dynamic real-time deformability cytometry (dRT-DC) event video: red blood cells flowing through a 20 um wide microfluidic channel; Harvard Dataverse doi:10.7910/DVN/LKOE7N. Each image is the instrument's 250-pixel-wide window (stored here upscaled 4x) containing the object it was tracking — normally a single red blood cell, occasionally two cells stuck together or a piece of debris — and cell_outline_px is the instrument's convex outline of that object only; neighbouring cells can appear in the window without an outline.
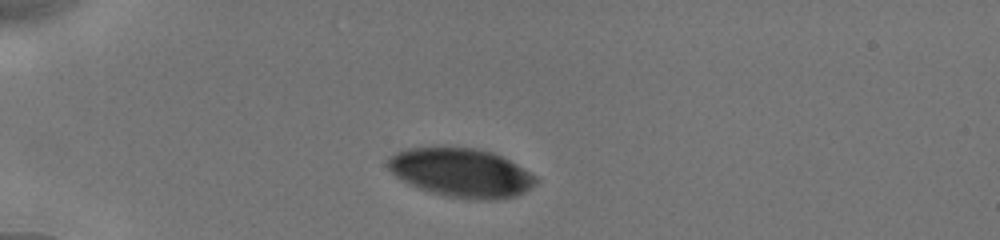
{"species": "human", "species_latin": "Homo sapiens", "temperature_condition": "cold", "stored_images_in_passage": 40, "camera_frame_rate_fps": 3000, "um_per_image_px": 0.085, "donor": {"sex": "male"}, "frame": {"image": 1, "passage_image": 1, "time_ms": 0.0, "image_size_px": [1000, 240], "cell_outline_px": [[524, 184], [520, 188], [512, 192], [468, 192], [448, 188], [432, 184], [408, 176], [400, 172], [392, 164], [400, 156], [408, 152], [472, 152], [492, 156], [508, 164], [524, 180]], "centroid_in_image_um": [39.14, 14.55], "position_along_channel_um": 45.9, "area_um2": 28.26}}
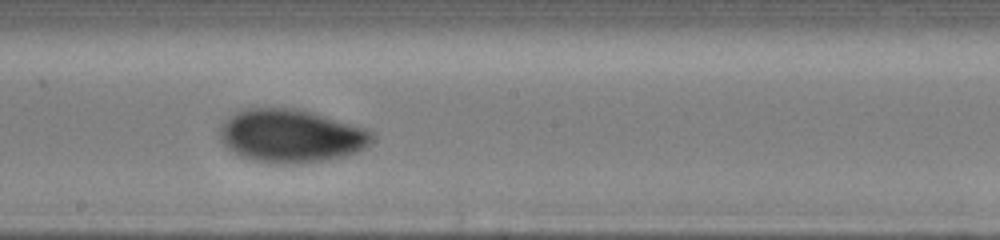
{"frame": {"image": 2, "passage_image": 18, "time_ms": 5.667, "image_size_px": [1000, 240], "cell_outline_px": [[360, 140], [356, 144], [344, 148], [328, 152], [260, 152], [248, 148], [240, 144], [232, 136], [232, 128], [236, 120], [244, 116], [300, 116], [316, 120], [356, 132], [360, 136]], "centroid_in_image_um": [24.75, 11.45], "position_along_channel_um": 223.4, "area_um2": 27.05}}
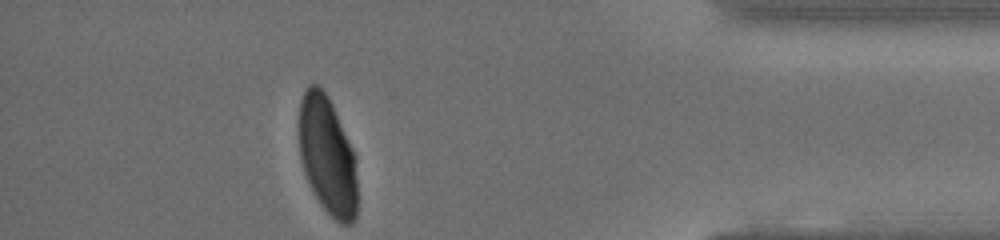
{"frame": {"image": 3, "passage_image": 35, "time_ms": 11.333, "image_size_px": [1000, 240], "cell_outline_px": [[356, 204], [352, 216], [348, 220], [344, 220], [336, 216], [328, 208], [320, 196], [308, 172], [304, 160], [300, 140], [300, 116], [304, 96], [308, 88], [316, 88], [324, 96], [336, 120], [352, 156], [356, 192]], "centroid_in_image_um": [27.82, 13.2], "position_along_channel_um": 407.4, "area_um2": 33.87}, "authors_computed_cell_mechanics": {"area_um2": 29.6225, "velocity_mm_per_s": 3.8364, "shape_relaxation_time_tau1_ms": 6.37, "shape_relaxation_time_tau2_ms": 1.1755, "deformation_change_tau1": 0.2395, "deformation_change_tau2": 0.0447}}